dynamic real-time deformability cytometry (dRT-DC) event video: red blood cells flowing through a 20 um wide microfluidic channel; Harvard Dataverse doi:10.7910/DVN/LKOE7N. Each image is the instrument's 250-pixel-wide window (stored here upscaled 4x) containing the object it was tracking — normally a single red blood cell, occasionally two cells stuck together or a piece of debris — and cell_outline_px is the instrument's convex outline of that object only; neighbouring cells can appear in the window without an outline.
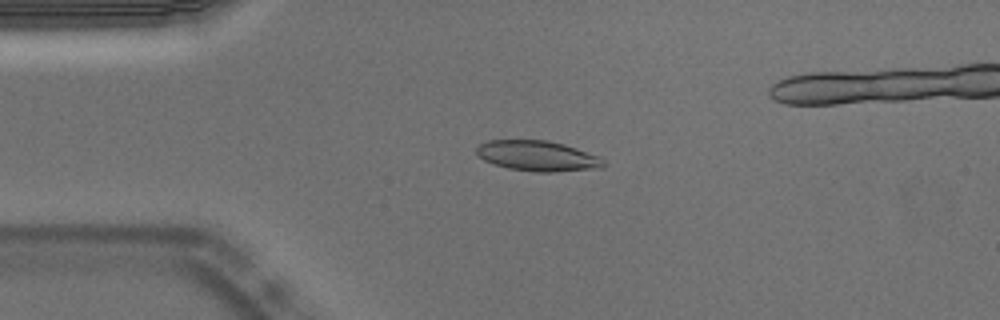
{"species": "Egyptian fruit bat (a non-hibernating species)", "species_latin": "Rousettus aegyptiacus", "temperature_condition": "warm", "stored_images_in_passage": 45, "camera_frame_rate_fps": 3000, "um_per_image_px": 0.085, "animal": {"sex": "male"}, "frame": {"image": 1, "passage_image": 3, "time_ms": 0.667, "image_size_px": [1000, 320], "cell_outline_px": [[604, 168], [552, 172], [536, 172], [508, 168], [484, 160], [476, 152], [476, 148], [480, 144], [488, 140], [548, 140], [564, 144], [600, 156], [604, 160]], "centroid_in_image_um": [45.73, 13.25], "position_along_channel_um": 39.3, "area_um2": 22.48}}
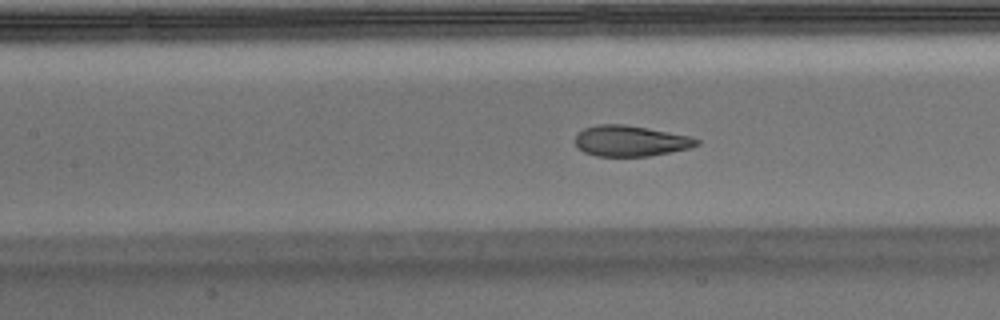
{"frame": {"image": 2, "passage_image": 14, "time_ms": 4.333, "image_size_px": [1000, 320], "cell_outline_px": [[700, 144], [688, 148], [648, 156], [596, 156], [584, 152], [576, 144], [576, 132], [584, 128], [600, 124], [624, 124], [648, 128], [692, 136], [700, 140]], "centroid_in_image_um": [53.59, 11.97], "position_along_channel_um": 153.8, "area_um2": 21.73}}
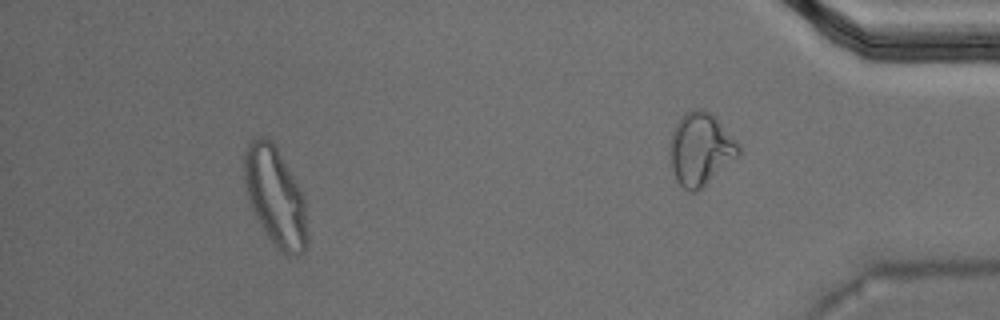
{"frame": {"image": 3, "passage_image": 40, "time_ms": 13.0, "image_size_px": [1000, 320], "cell_outline_px": [[308, 240], [304, 248], [296, 256], [288, 256], [276, 248], [268, 236], [256, 216], [248, 200], [244, 180], [244, 156], [248, 144], [252, 140], [260, 136], [264, 136], [272, 140], [304, 196], [308, 236]], "centroid_in_image_um": [23.4, 16.72], "position_along_channel_um": 411.8, "area_um2": 35.95}, "authors_computed_cell_mechanics": {"area_um2": 23.2934, "velocity_mm_per_s": 3.7221, "shape_relaxation_time_tau1_ms": 5.7749, "shape_relaxation_time_tau2_ms": 0.7654, "deformation_change_tau1": 0.1995, "deformation_change_tau2": 0.0526}}